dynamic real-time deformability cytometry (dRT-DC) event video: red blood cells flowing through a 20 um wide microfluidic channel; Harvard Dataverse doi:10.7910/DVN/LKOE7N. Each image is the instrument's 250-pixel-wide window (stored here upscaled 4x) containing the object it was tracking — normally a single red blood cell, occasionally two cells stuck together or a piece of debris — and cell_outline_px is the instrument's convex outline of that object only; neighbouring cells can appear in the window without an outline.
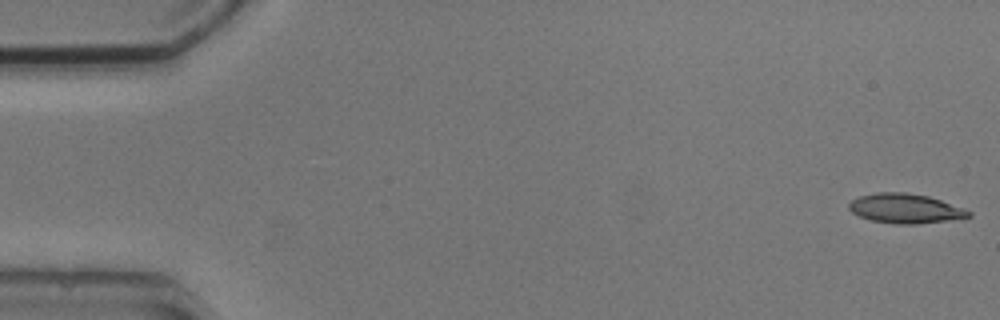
{"species": "common noctule bat (a hibernating species)", "species_latin": "Nyctalus noctula", "temperature_condition": "cold", "stored_images_in_passage": 5, "camera_frame_rate_fps": 3000, "um_per_image_px": 0.085, "animal": {"sex": "male", "body_mass_g": 20.5, "forearm_length_mm": 52.5}, "frame": {"image": 1, "passage_image": 1, "time_ms": 0.0, "image_size_px": [1000, 320], "cell_outline_px": [[972, 216], [948, 220], [916, 224], [892, 224], [872, 220], [860, 216], [852, 212], [848, 208], [848, 204], [852, 200], [860, 196], [876, 192], [904, 192], [928, 196], [964, 208], [972, 212]], "centroid_in_image_um": [76.94, 17.72], "position_along_channel_um": 8.1, "area_um2": 20.52}}
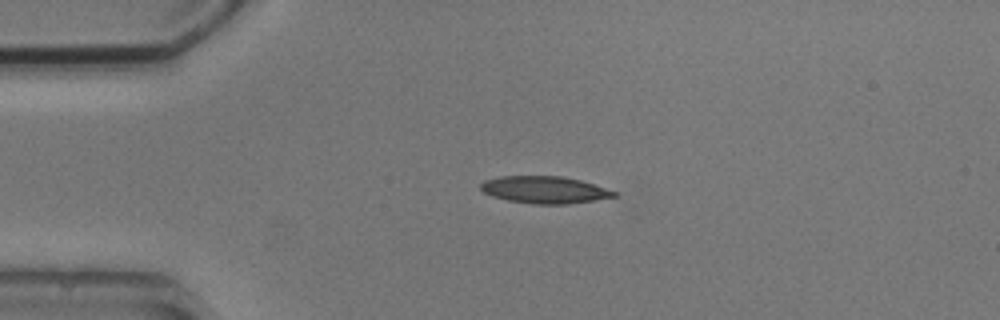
{"frame": {"image": 2, "passage_image": 4, "time_ms": 3.667, "image_size_px": [1000, 320], "cell_outline_px": [[620, 196], [568, 204], [532, 204], [508, 200], [492, 196], [484, 192], [480, 188], [480, 184], [484, 180], [500, 176], [560, 176], [580, 180], [616, 192]], "centroid_in_image_um": [46.27, 16.13], "position_along_channel_um": 38.7, "area_um2": 20.98}}